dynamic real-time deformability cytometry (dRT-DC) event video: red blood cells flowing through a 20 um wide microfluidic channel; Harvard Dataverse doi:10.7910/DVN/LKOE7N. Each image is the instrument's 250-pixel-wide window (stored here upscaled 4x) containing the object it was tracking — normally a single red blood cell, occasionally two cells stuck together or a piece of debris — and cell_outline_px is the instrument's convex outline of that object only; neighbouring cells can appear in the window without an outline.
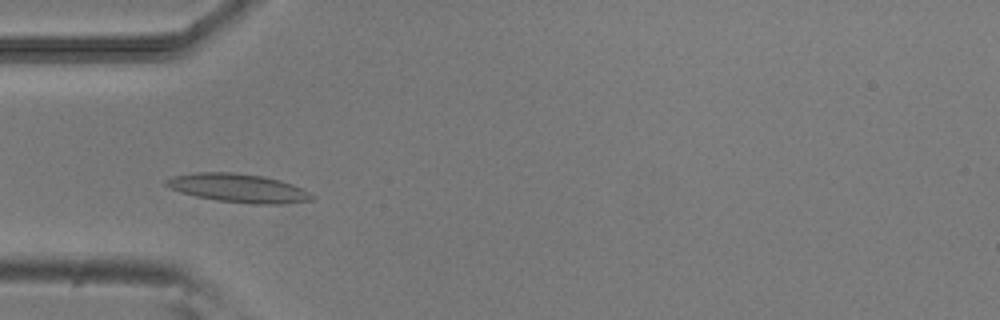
{"species": "common noctule bat (a hibernating species)", "species_latin": "Nyctalus noctula", "temperature_condition": "room temperature", "stored_images_in_passage": 51, "camera_frame_rate_fps": 3000, "um_per_image_px": 0.085, "animal": {"sex": "male", "body_mass_g": 20.5, "forearm_length_mm": 52.5}, "frame": {"image": 1, "passage_image": 15, "time_ms": 4.667, "image_size_px": [1000, 320], "cell_outline_px": [[316, 200], [280, 204], [252, 204], [216, 200], [196, 196], [180, 192], [164, 184], [164, 180], [172, 176], [196, 172], [232, 172], [264, 176], [280, 180], [292, 184], [316, 196]], "centroid_in_image_um": [20.27, 15.99], "position_along_channel_um": 64.7, "area_um2": 24.39}}
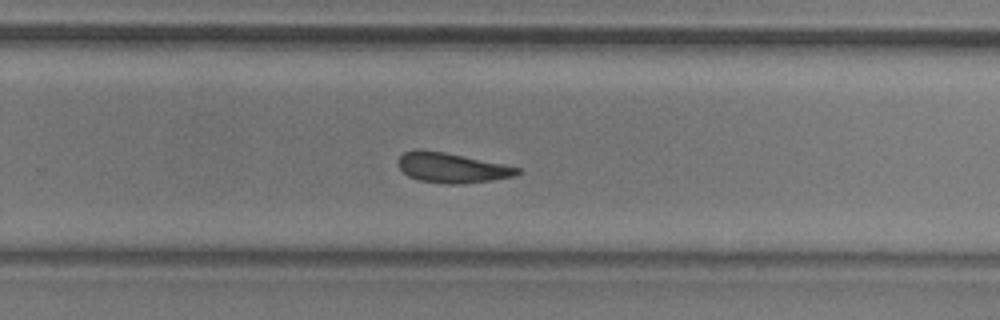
{"frame": {"image": 2, "passage_image": 33, "time_ms": 10.667, "image_size_px": [1000, 320], "cell_outline_px": [[520, 172], [512, 176], [488, 180], [460, 184], [448, 184], [420, 180], [408, 176], [396, 164], [400, 156], [404, 152], [416, 148], [420, 148], [444, 152], [504, 164], [520, 168]], "centroid_in_image_um": [38.33, 14.24], "position_along_channel_um": 291.5, "area_um2": 20.63}}
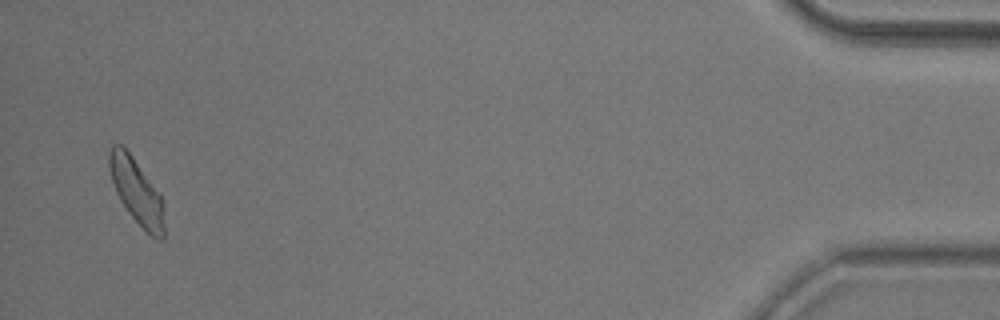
{"frame": {"image": 3, "passage_image": 50, "time_ms": 16.333, "image_size_px": [1000, 320], "cell_outline_px": [[164, 240], [160, 240], [152, 236], [132, 216], [120, 200], [116, 192], [108, 168], [108, 152], [112, 144], [120, 144], [132, 156], [160, 192], [164, 228]], "centroid_in_image_um": [11.59, 16.22], "position_along_channel_um": 423.6, "area_um2": 20.58}, "authors_computed_cell_mechanics": {"area_um2": 21.3282, "velocity_mm_per_s": 3.7972, "shape_relaxation_time_tau1_ms": 6.3417, "shape_relaxation_time_tau2_ms": 2.4444, "deformation_change_tau1": 0.1467, "deformation_change_tau2": 0.1067}}